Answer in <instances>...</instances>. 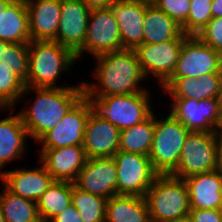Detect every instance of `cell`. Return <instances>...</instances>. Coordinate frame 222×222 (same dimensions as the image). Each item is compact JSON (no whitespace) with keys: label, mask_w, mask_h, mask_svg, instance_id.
<instances>
[{"label":"cell","mask_w":222,"mask_h":222,"mask_svg":"<svg viewBox=\"0 0 222 222\" xmlns=\"http://www.w3.org/2000/svg\"><path fill=\"white\" fill-rule=\"evenodd\" d=\"M0 222H5V219H4L3 214H2L1 207H0Z\"/></svg>","instance_id":"cell-44"},{"label":"cell","mask_w":222,"mask_h":222,"mask_svg":"<svg viewBox=\"0 0 222 222\" xmlns=\"http://www.w3.org/2000/svg\"><path fill=\"white\" fill-rule=\"evenodd\" d=\"M174 222H191V221H190L189 218L187 217V218H185V219L177 220V221H174Z\"/></svg>","instance_id":"cell-46"},{"label":"cell","mask_w":222,"mask_h":222,"mask_svg":"<svg viewBox=\"0 0 222 222\" xmlns=\"http://www.w3.org/2000/svg\"><path fill=\"white\" fill-rule=\"evenodd\" d=\"M191 222H222V209H191Z\"/></svg>","instance_id":"cell-36"},{"label":"cell","mask_w":222,"mask_h":222,"mask_svg":"<svg viewBox=\"0 0 222 222\" xmlns=\"http://www.w3.org/2000/svg\"><path fill=\"white\" fill-rule=\"evenodd\" d=\"M4 111L11 113L0 119V175L8 163L25 156L26 139L29 138L19 113L14 112L15 108H4Z\"/></svg>","instance_id":"cell-20"},{"label":"cell","mask_w":222,"mask_h":222,"mask_svg":"<svg viewBox=\"0 0 222 222\" xmlns=\"http://www.w3.org/2000/svg\"><path fill=\"white\" fill-rule=\"evenodd\" d=\"M136 1H143V2H147V3H153L155 0H136Z\"/></svg>","instance_id":"cell-47"},{"label":"cell","mask_w":222,"mask_h":222,"mask_svg":"<svg viewBox=\"0 0 222 222\" xmlns=\"http://www.w3.org/2000/svg\"><path fill=\"white\" fill-rule=\"evenodd\" d=\"M0 207L5 222H41L35 201L13 194L4 185Z\"/></svg>","instance_id":"cell-29"},{"label":"cell","mask_w":222,"mask_h":222,"mask_svg":"<svg viewBox=\"0 0 222 222\" xmlns=\"http://www.w3.org/2000/svg\"><path fill=\"white\" fill-rule=\"evenodd\" d=\"M218 140V153H219V167L222 170V131H216Z\"/></svg>","instance_id":"cell-40"},{"label":"cell","mask_w":222,"mask_h":222,"mask_svg":"<svg viewBox=\"0 0 222 222\" xmlns=\"http://www.w3.org/2000/svg\"><path fill=\"white\" fill-rule=\"evenodd\" d=\"M152 4L182 26L187 20L191 0H155Z\"/></svg>","instance_id":"cell-34"},{"label":"cell","mask_w":222,"mask_h":222,"mask_svg":"<svg viewBox=\"0 0 222 222\" xmlns=\"http://www.w3.org/2000/svg\"><path fill=\"white\" fill-rule=\"evenodd\" d=\"M105 222H151L145 197H110L106 204Z\"/></svg>","instance_id":"cell-26"},{"label":"cell","mask_w":222,"mask_h":222,"mask_svg":"<svg viewBox=\"0 0 222 222\" xmlns=\"http://www.w3.org/2000/svg\"><path fill=\"white\" fill-rule=\"evenodd\" d=\"M143 29V43L150 44L174 40L183 34L181 26L176 21L154 4L147 2Z\"/></svg>","instance_id":"cell-25"},{"label":"cell","mask_w":222,"mask_h":222,"mask_svg":"<svg viewBox=\"0 0 222 222\" xmlns=\"http://www.w3.org/2000/svg\"><path fill=\"white\" fill-rule=\"evenodd\" d=\"M89 10L108 8L117 0H81Z\"/></svg>","instance_id":"cell-38"},{"label":"cell","mask_w":222,"mask_h":222,"mask_svg":"<svg viewBox=\"0 0 222 222\" xmlns=\"http://www.w3.org/2000/svg\"><path fill=\"white\" fill-rule=\"evenodd\" d=\"M119 137L120 130L93 109L84 131L83 148L86 157L113 158L118 151Z\"/></svg>","instance_id":"cell-15"},{"label":"cell","mask_w":222,"mask_h":222,"mask_svg":"<svg viewBox=\"0 0 222 222\" xmlns=\"http://www.w3.org/2000/svg\"><path fill=\"white\" fill-rule=\"evenodd\" d=\"M191 209H222V170L196 174L184 179Z\"/></svg>","instance_id":"cell-23"},{"label":"cell","mask_w":222,"mask_h":222,"mask_svg":"<svg viewBox=\"0 0 222 222\" xmlns=\"http://www.w3.org/2000/svg\"><path fill=\"white\" fill-rule=\"evenodd\" d=\"M154 135V112L144 121L120 131L119 151L149 156Z\"/></svg>","instance_id":"cell-28"},{"label":"cell","mask_w":222,"mask_h":222,"mask_svg":"<svg viewBox=\"0 0 222 222\" xmlns=\"http://www.w3.org/2000/svg\"><path fill=\"white\" fill-rule=\"evenodd\" d=\"M196 36L222 55V17H212Z\"/></svg>","instance_id":"cell-35"},{"label":"cell","mask_w":222,"mask_h":222,"mask_svg":"<svg viewBox=\"0 0 222 222\" xmlns=\"http://www.w3.org/2000/svg\"><path fill=\"white\" fill-rule=\"evenodd\" d=\"M117 171L116 195L145 197L159 175L148 156L117 151L113 155Z\"/></svg>","instance_id":"cell-8"},{"label":"cell","mask_w":222,"mask_h":222,"mask_svg":"<svg viewBox=\"0 0 222 222\" xmlns=\"http://www.w3.org/2000/svg\"><path fill=\"white\" fill-rule=\"evenodd\" d=\"M90 10L81 0H61V20L53 41L74 54L83 46Z\"/></svg>","instance_id":"cell-16"},{"label":"cell","mask_w":222,"mask_h":222,"mask_svg":"<svg viewBox=\"0 0 222 222\" xmlns=\"http://www.w3.org/2000/svg\"><path fill=\"white\" fill-rule=\"evenodd\" d=\"M217 98H218L219 105H220V108H221V111H222V77H221L220 84H219V93H218Z\"/></svg>","instance_id":"cell-42"},{"label":"cell","mask_w":222,"mask_h":222,"mask_svg":"<svg viewBox=\"0 0 222 222\" xmlns=\"http://www.w3.org/2000/svg\"><path fill=\"white\" fill-rule=\"evenodd\" d=\"M71 203L83 222H105L107 199L104 197L84 192L72 182Z\"/></svg>","instance_id":"cell-30"},{"label":"cell","mask_w":222,"mask_h":222,"mask_svg":"<svg viewBox=\"0 0 222 222\" xmlns=\"http://www.w3.org/2000/svg\"><path fill=\"white\" fill-rule=\"evenodd\" d=\"M29 67L25 86L37 88L83 87L56 84L64 71L69 73L76 63L75 54L56 41L31 40L28 43ZM65 85V86H64Z\"/></svg>","instance_id":"cell-3"},{"label":"cell","mask_w":222,"mask_h":222,"mask_svg":"<svg viewBox=\"0 0 222 222\" xmlns=\"http://www.w3.org/2000/svg\"><path fill=\"white\" fill-rule=\"evenodd\" d=\"M222 73H208L199 78H169L160 88L171 99L205 100L218 97Z\"/></svg>","instance_id":"cell-21"},{"label":"cell","mask_w":222,"mask_h":222,"mask_svg":"<svg viewBox=\"0 0 222 222\" xmlns=\"http://www.w3.org/2000/svg\"><path fill=\"white\" fill-rule=\"evenodd\" d=\"M39 166L30 168L4 170L0 175L2 184L13 194L37 202L42 194L54 181L44 165L38 161Z\"/></svg>","instance_id":"cell-18"},{"label":"cell","mask_w":222,"mask_h":222,"mask_svg":"<svg viewBox=\"0 0 222 222\" xmlns=\"http://www.w3.org/2000/svg\"><path fill=\"white\" fill-rule=\"evenodd\" d=\"M36 98L30 102L25 97L31 92ZM84 96L83 87L37 88L26 86L19 104L28 98V107L19 110L24 127L30 139L37 141L49 130L53 129L70 109ZM30 102V103H29ZM31 105V106H30Z\"/></svg>","instance_id":"cell-2"},{"label":"cell","mask_w":222,"mask_h":222,"mask_svg":"<svg viewBox=\"0 0 222 222\" xmlns=\"http://www.w3.org/2000/svg\"><path fill=\"white\" fill-rule=\"evenodd\" d=\"M212 17H222V0H213L211 5Z\"/></svg>","instance_id":"cell-39"},{"label":"cell","mask_w":222,"mask_h":222,"mask_svg":"<svg viewBox=\"0 0 222 222\" xmlns=\"http://www.w3.org/2000/svg\"><path fill=\"white\" fill-rule=\"evenodd\" d=\"M25 87L13 69L0 62V105L3 108H16Z\"/></svg>","instance_id":"cell-31"},{"label":"cell","mask_w":222,"mask_h":222,"mask_svg":"<svg viewBox=\"0 0 222 222\" xmlns=\"http://www.w3.org/2000/svg\"><path fill=\"white\" fill-rule=\"evenodd\" d=\"M28 59V44L8 43L4 51V61L1 63L9 65L16 76H18L26 84L29 67Z\"/></svg>","instance_id":"cell-33"},{"label":"cell","mask_w":222,"mask_h":222,"mask_svg":"<svg viewBox=\"0 0 222 222\" xmlns=\"http://www.w3.org/2000/svg\"><path fill=\"white\" fill-rule=\"evenodd\" d=\"M93 109V103L83 96L53 129L37 141L39 146L60 148L83 145L87 120Z\"/></svg>","instance_id":"cell-12"},{"label":"cell","mask_w":222,"mask_h":222,"mask_svg":"<svg viewBox=\"0 0 222 222\" xmlns=\"http://www.w3.org/2000/svg\"><path fill=\"white\" fill-rule=\"evenodd\" d=\"M216 132H189L177 168L170 174L179 179L219 169Z\"/></svg>","instance_id":"cell-7"},{"label":"cell","mask_w":222,"mask_h":222,"mask_svg":"<svg viewBox=\"0 0 222 222\" xmlns=\"http://www.w3.org/2000/svg\"><path fill=\"white\" fill-rule=\"evenodd\" d=\"M0 40L22 44L31 41L25 0H12L0 14Z\"/></svg>","instance_id":"cell-24"},{"label":"cell","mask_w":222,"mask_h":222,"mask_svg":"<svg viewBox=\"0 0 222 222\" xmlns=\"http://www.w3.org/2000/svg\"><path fill=\"white\" fill-rule=\"evenodd\" d=\"M49 222H83L77 208L71 203Z\"/></svg>","instance_id":"cell-37"},{"label":"cell","mask_w":222,"mask_h":222,"mask_svg":"<svg viewBox=\"0 0 222 222\" xmlns=\"http://www.w3.org/2000/svg\"><path fill=\"white\" fill-rule=\"evenodd\" d=\"M187 36L183 33L174 40L159 44L142 43L134 49L146 78L150 80L153 76L161 87L172 76Z\"/></svg>","instance_id":"cell-11"},{"label":"cell","mask_w":222,"mask_h":222,"mask_svg":"<svg viewBox=\"0 0 222 222\" xmlns=\"http://www.w3.org/2000/svg\"><path fill=\"white\" fill-rule=\"evenodd\" d=\"M208 73H222V55L204 44L196 35H188L182 43L170 78H199Z\"/></svg>","instance_id":"cell-10"},{"label":"cell","mask_w":222,"mask_h":222,"mask_svg":"<svg viewBox=\"0 0 222 222\" xmlns=\"http://www.w3.org/2000/svg\"><path fill=\"white\" fill-rule=\"evenodd\" d=\"M72 182L54 180L37 200L41 222H49L71 204Z\"/></svg>","instance_id":"cell-27"},{"label":"cell","mask_w":222,"mask_h":222,"mask_svg":"<svg viewBox=\"0 0 222 222\" xmlns=\"http://www.w3.org/2000/svg\"><path fill=\"white\" fill-rule=\"evenodd\" d=\"M118 23L110 7L90 10L83 46L75 53L78 62L84 54L95 57L122 50Z\"/></svg>","instance_id":"cell-9"},{"label":"cell","mask_w":222,"mask_h":222,"mask_svg":"<svg viewBox=\"0 0 222 222\" xmlns=\"http://www.w3.org/2000/svg\"><path fill=\"white\" fill-rule=\"evenodd\" d=\"M12 0H0V14Z\"/></svg>","instance_id":"cell-43"},{"label":"cell","mask_w":222,"mask_h":222,"mask_svg":"<svg viewBox=\"0 0 222 222\" xmlns=\"http://www.w3.org/2000/svg\"><path fill=\"white\" fill-rule=\"evenodd\" d=\"M217 131H222V112H221V120H220V125L217 129Z\"/></svg>","instance_id":"cell-45"},{"label":"cell","mask_w":222,"mask_h":222,"mask_svg":"<svg viewBox=\"0 0 222 222\" xmlns=\"http://www.w3.org/2000/svg\"><path fill=\"white\" fill-rule=\"evenodd\" d=\"M213 0H191L186 22L181 26L186 35H197L212 18L211 5Z\"/></svg>","instance_id":"cell-32"},{"label":"cell","mask_w":222,"mask_h":222,"mask_svg":"<svg viewBox=\"0 0 222 222\" xmlns=\"http://www.w3.org/2000/svg\"><path fill=\"white\" fill-rule=\"evenodd\" d=\"M154 114V135L149 159L159 175L171 174L178 166L189 130L168 112L165 118ZM162 118V119H161Z\"/></svg>","instance_id":"cell-5"},{"label":"cell","mask_w":222,"mask_h":222,"mask_svg":"<svg viewBox=\"0 0 222 222\" xmlns=\"http://www.w3.org/2000/svg\"><path fill=\"white\" fill-rule=\"evenodd\" d=\"M150 90L124 95L87 98L94 110L120 131L146 120L153 112Z\"/></svg>","instance_id":"cell-6"},{"label":"cell","mask_w":222,"mask_h":222,"mask_svg":"<svg viewBox=\"0 0 222 222\" xmlns=\"http://www.w3.org/2000/svg\"><path fill=\"white\" fill-rule=\"evenodd\" d=\"M38 156L54 180L70 182L76 179L87 160L83 145L40 148Z\"/></svg>","instance_id":"cell-17"},{"label":"cell","mask_w":222,"mask_h":222,"mask_svg":"<svg viewBox=\"0 0 222 222\" xmlns=\"http://www.w3.org/2000/svg\"><path fill=\"white\" fill-rule=\"evenodd\" d=\"M170 111L190 132H216L221 120L218 98L171 99Z\"/></svg>","instance_id":"cell-13"},{"label":"cell","mask_w":222,"mask_h":222,"mask_svg":"<svg viewBox=\"0 0 222 222\" xmlns=\"http://www.w3.org/2000/svg\"><path fill=\"white\" fill-rule=\"evenodd\" d=\"M31 40L53 41L61 20V0H25Z\"/></svg>","instance_id":"cell-22"},{"label":"cell","mask_w":222,"mask_h":222,"mask_svg":"<svg viewBox=\"0 0 222 222\" xmlns=\"http://www.w3.org/2000/svg\"><path fill=\"white\" fill-rule=\"evenodd\" d=\"M76 188L109 199L116 195L117 171L113 158H87L73 181Z\"/></svg>","instance_id":"cell-14"},{"label":"cell","mask_w":222,"mask_h":222,"mask_svg":"<svg viewBox=\"0 0 222 222\" xmlns=\"http://www.w3.org/2000/svg\"><path fill=\"white\" fill-rule=\"evenodd\" d=\"M145 199L151 222H174L185 219L191 210L184 179L158 175L148 188Z\"/></svg>","instance_id":"cell-4"},{"label":"cell","mask_w":222,"mask_h":222,"mask_svg":"<svg viewBox=\"0 0 222 222\" xmlns=\"http://www.w3.org/2000/svg\"><path fill=\"white\" fill-rule=\"evenodd\" d=\"M8 42L0 40V62L4 61V51Z\"/></svg>","instance_id":"cell-41"},{"label":"cell","mask_w":222,"mask_h":222,"mask_svg":"<svg viewBox=\"0 0 222 222\" xmlns=\"http://www.w3.org/2000/svg\"><path fill=\"white\" fill-rule=\"evenodd\" d=\"M0 110L3 112L4 108L0 105Z\"/></svg>","instance_id":"cell-48"},{"label":"cell","mask_w":222,"mask_h":222,"mask_svg":"<svg viewBox=\"0 0 222 222\" xmlns=\"http://www.w3.org/2000/svg\"><path fill=\"white\" fill-rule=\"evenodd\" d=\"M110 8L119 26L122 48L135 49L142 44L146 2L117 0Z\"/></svg>","instance_id":"cell-19"},{"label":"cell","mask_w":222,"mask_h":222,"mask_svg":"<svg viewBox=\"0 0 222 222\" xmlns=\"http://www.w3.org/2000/svg\"><path fill=\"white\" fill-rule=\"evenodd\" d=\"M93 59L96 60L94 71L92 70L95 83L82 81L86 98L132 94L148 90L141 85L147 79L134 49L106 52Z\"/></svg>","instance_id":"cell-1"}]
</instances>
